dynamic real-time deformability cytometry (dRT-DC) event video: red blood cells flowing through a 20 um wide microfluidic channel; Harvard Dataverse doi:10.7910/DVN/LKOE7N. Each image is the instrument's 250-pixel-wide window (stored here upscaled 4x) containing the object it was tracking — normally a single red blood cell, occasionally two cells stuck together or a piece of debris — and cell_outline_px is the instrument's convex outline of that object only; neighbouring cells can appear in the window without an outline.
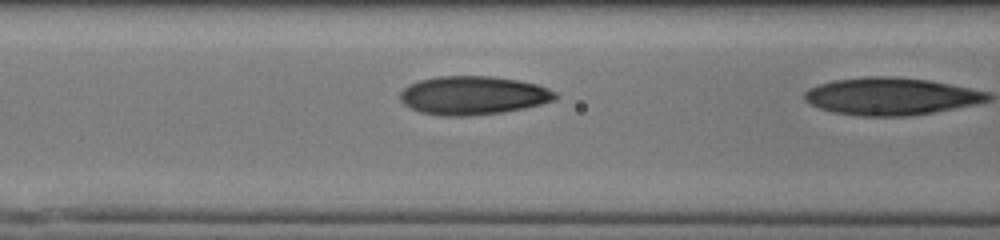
{"species": "human", "species_latin": "Homo sapiens", "temperature_condition": "cold", "stored_images_in_passage": 18, "camera_frame_rate_fps": 3000, "um_per_image_px": 0.085, "donor": {"sex": "male"}, "frame": {"image": 1, "passage_image": 17, "time_ms": 5.333, "image_size_px": [1000, 240], "cell_outline_px": [[560, 96], [556, 100], [524, 108], [504, 112], [468, 116], [444, 116], [420, 112], [404, 104], [400, 100], [400, 92], [408, 84], [420, 80], [436, 76], [488, 76], [516, 80], [536, 84], [548, 88], [556, 92]], "centroid_in_image_um": [40.22, 8.11], "position_along_channel_um": 126.4, "area_um2": 34.97}}